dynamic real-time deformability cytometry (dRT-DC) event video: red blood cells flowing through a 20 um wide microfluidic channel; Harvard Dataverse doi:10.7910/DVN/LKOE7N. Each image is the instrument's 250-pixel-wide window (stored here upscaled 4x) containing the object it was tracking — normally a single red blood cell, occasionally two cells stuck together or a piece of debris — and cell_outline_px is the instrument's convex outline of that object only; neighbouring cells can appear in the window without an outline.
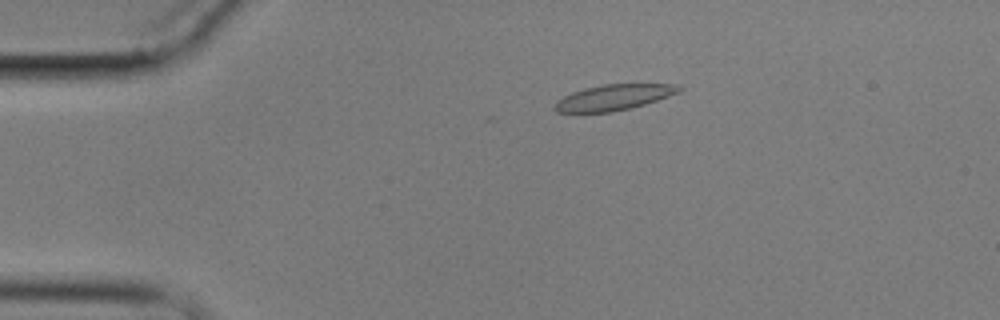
{"species": "common noctule bat (a hibernating species)", "species_latin": "Nyctalus noctula", "temperature_condition": "cold", "stored_images_in_passage": 6, "camera_frame_rate_fps": 3000, "um_per_image_px": 0.085, "animal": {"sex": "male", "body_mass_g": 17.9}, "frame": {"image": 1, "passage_image": 4, "time_ms": 3.667, "image_size_px": [1000, 320], "cell_outline_px": [[684, 88], [680, 92], [632, 108], [612, 112], [556, 112], [552, 108], [556, 100], [572, 92], [584, 88], [604, 84], [680, 84]], "centroid_in_image_um": [52.16, 8.27], "position_along_channel_um": 32.8, "area_um2": 18.73}}